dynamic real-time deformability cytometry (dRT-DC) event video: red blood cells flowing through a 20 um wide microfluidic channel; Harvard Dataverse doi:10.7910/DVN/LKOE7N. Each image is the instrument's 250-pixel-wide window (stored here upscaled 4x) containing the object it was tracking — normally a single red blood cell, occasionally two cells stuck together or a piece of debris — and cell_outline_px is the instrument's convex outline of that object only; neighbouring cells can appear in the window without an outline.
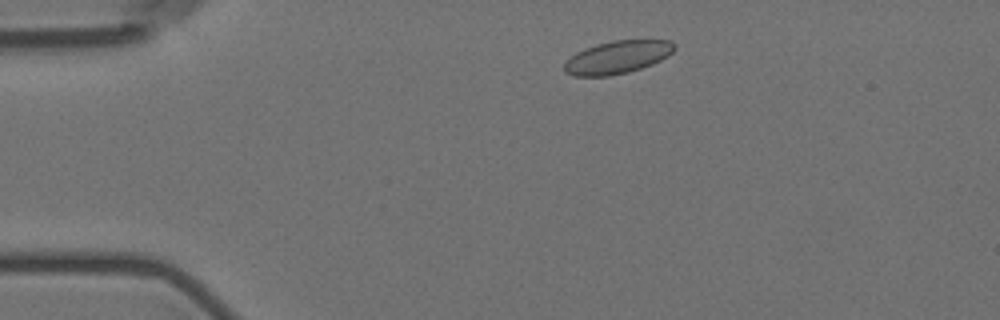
{"species": "Egyptian fruit bat (a non-hibernating species)", "species_latin": "Rousettus aegyptiacus", "temperature_condition": "room temperature", "stored_images_in_passage": 3, "camera_frame_rate_fps": 3000, "um_per_image_px": 0.085, "animal": {"sex": "female"}, "frame": {"image": 1, "passage_image": 2, "time_ms": 1.333, "image_size_px": [1000, 320], "cell_outline_px": [[676, 48], [668, 56], [652, 64], [628, 72], [608, 76], [576, 76], [564, 72], [564, 64], [576, 52], [584, 48], [596, 44], [612, 40], [672, 40], [676, 44]], "centroid_in_image_um": [52.5, 4.85], "position_along_channel_um": 32.5, "area_um2": 21.1}}